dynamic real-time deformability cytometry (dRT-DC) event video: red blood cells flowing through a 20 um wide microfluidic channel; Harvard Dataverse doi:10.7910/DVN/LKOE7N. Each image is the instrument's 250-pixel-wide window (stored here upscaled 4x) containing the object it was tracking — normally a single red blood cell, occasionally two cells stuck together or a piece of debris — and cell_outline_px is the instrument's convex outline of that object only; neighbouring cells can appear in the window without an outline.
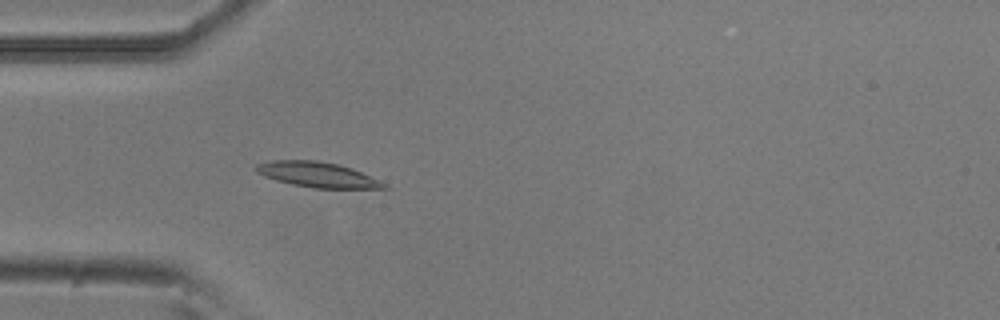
{"species": "common noctule bat (a hibernating species)", "species_latin": "Nyctalus noctula", "temperature_condition": "room temperature", "stored_images_in_passage": 3, "camera_frame_rate_fps": 3000, "um_per_image_px": 0.085, "animal": {"sex": "male", "body_mass_g": 20.5, "forearm_length_mm": 52.5}, "frame": {"image": 1, "passage_image": 3, "time_ms": 0.667, "image_size_px": [1000, 320], "cell_outline_px": [[388, 188], [312, 188], [292, 184], [276, 180], [264, 176], [256, 172], [256, 164], [272, 160], [316, 160], [336, 164], [352, 168], [388, 184]], "centroid_in_image_um": [26.98, 14.84], "position_along_channel_um": 58.0, "area_um2": 18.67}}